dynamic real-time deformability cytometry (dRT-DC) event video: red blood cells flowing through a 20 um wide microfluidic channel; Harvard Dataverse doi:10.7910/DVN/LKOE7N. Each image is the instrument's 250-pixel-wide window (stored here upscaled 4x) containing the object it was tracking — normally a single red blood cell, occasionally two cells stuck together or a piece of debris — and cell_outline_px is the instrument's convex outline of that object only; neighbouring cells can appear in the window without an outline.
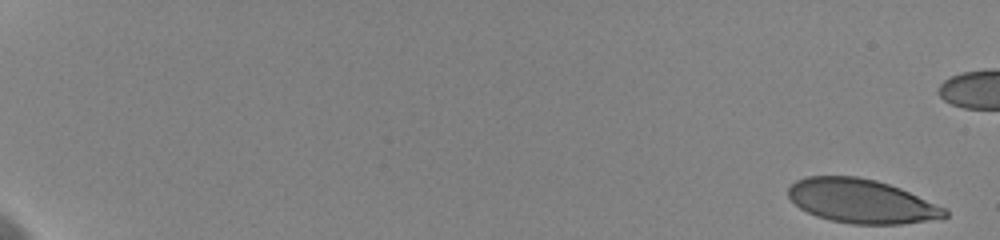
{"species": "human", "species_latin": "Homo sapiens", "temperature_condition": "cold", "stored_images_in_passage": 31, "camera_frame_rate_fps": 3000, "um_per_image_px": 0.085, "donor": {"sex": "female"}, "frame": {"image": 1, "passage_image": 1, "time_ms": 0.0, "image_size_px": [1000, 240], "cell_outline_px": [[948, 216], [900, 224], [852, 224], [828, 220], [816, 216], [800, 208], [788, 196], [788, 188], [796, 180], [808, 176], [856, 176], [876, 180], [900, 188], [948, 208]], "centroid_in_image_um": [73.22, 17.09], "position_along_channel_um": 11.8, "area_um2": 40.0}}
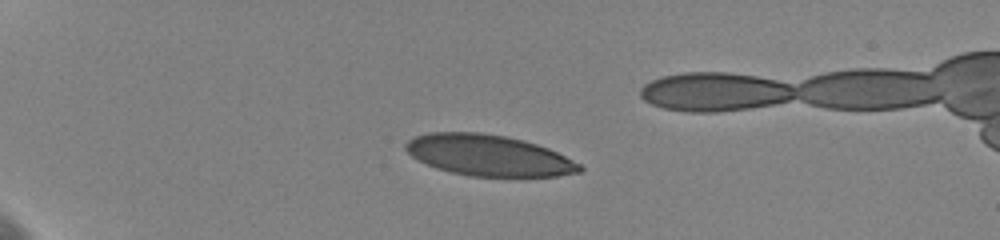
{"frame": {"image": 2, "passage_image": 10, "time_ms": 5.0, "image_size_px": [1000, 240], "cell_outline_px": [[584, 168], [580, 172], [556, 176], [468, 176], [436, 168], [412, 156], [404, 148], [404, 144], [408, 140], [416, 136], [428, 132], [480, 132], [504, 136], [524, 140], [548, 148], [580, 164]], "centroid_in_image_um": [41.51, 13.2], "position_along_channel_um": 43.5, "area_um2": 41.33}}